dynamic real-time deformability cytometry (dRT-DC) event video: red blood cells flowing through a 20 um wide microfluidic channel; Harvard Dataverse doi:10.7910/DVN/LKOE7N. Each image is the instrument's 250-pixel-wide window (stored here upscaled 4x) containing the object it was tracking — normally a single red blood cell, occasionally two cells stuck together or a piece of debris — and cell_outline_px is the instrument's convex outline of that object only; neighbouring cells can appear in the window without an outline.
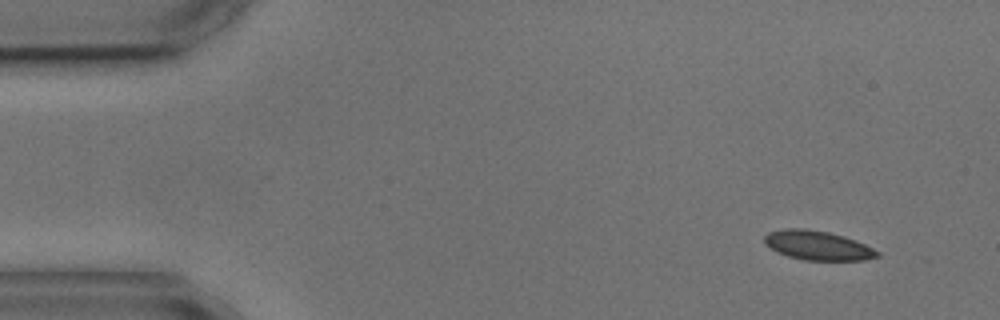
{"species": "common noctule bat (a hibernating species)", "species_latin": "Nyctalus noctula", "temperature_condition": "cold", "stored_images_in_passage": 3, "camera_frame_rate_fps": 3000, "um_per_image_px": 0.085, "animal": {"sex": "male", "body_mass_g": 17.9, "forearm_length_mm": 54.2}, "frame": {"image": 1, "passage_image": 1, "time_ms": 0.0, "image_size_px": [1000, 320], "cell_outline_px": [[880, 256], [864, 260], [804, 260], [788, 256], [776, 252], [764, 244], [764, 236], [768, 232], [784, 228], [804, 228], [828, 232], [844, 236], [856, 240], [880, 252]], "centroid_in_image_um": [69.47, 20.86], "position_along_channel_um": 15.5, "area_um2": 19.36}}